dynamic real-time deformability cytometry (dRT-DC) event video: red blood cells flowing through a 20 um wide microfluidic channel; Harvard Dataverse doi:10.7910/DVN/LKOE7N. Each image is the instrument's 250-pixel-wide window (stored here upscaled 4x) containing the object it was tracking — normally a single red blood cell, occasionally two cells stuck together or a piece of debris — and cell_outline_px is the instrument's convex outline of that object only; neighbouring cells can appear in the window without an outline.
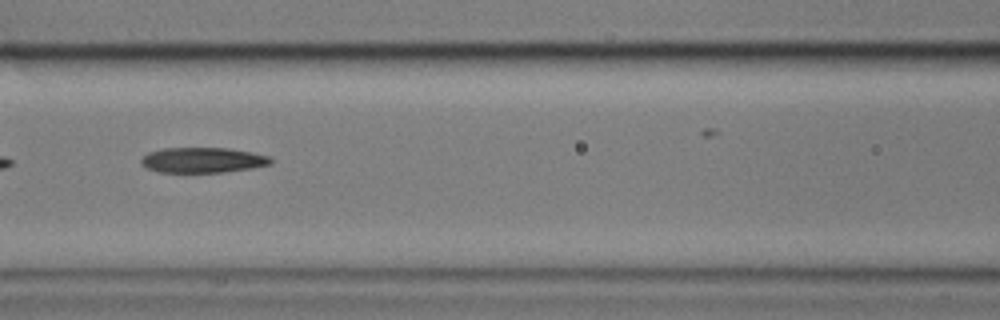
{"species": "common noctule bat (a hibernating species)", "species_latin": "Nyctalus noctula", "temperature_condition": "cold", "stored_images_in_passage": 24, "camera_frame_rate_fps": 3000, "um_per_image_px": 0.085, "animal": {"sex": "male", "body_mass_g": 17.9}, "frame": {"image": 1, "passage_image": 6, "time_ms": 1.667, "image_size_px": [1000, 320], "cell_outline_px": [[272, 164], [252, 168], [224, 172], [156, 172], [144, 168], [140, 164], [140, 160], [148, 152], [164, 148], [228, 148], [252, 152], [268, 156], [272, 160]], "centroid_in_image_um": [17.19, 13.61], "position_along_channel_um": 149.4, "area_um2": 19.25}}